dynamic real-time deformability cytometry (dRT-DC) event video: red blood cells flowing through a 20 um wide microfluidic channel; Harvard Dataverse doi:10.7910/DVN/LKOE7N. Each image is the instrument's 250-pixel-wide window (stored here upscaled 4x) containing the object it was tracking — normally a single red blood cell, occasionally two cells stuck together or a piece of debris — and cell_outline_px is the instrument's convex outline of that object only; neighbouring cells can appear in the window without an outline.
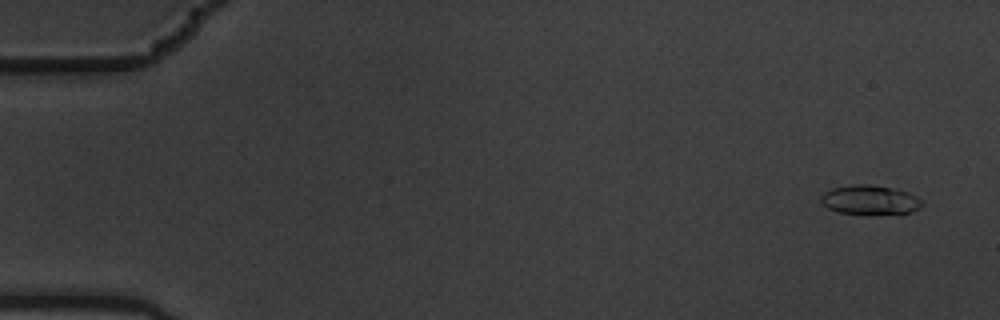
{"species": "common noctule bat (a hibernating species)", "species_latin": "Nyctalus noctula", "temperature_condition": "warm", "stored_images_in_passage": 4, "camera_frame_rate_fps": 3000, "um_per_image_px": 0.085, "animal": {"sex": "male", "body_mass_g": 19.5, "forearm_length_mm": 54.6}, "frame": {"image": 1, "passage_image": 1, "time_ms": 0.0, "image_size_px": [1000, 320], "cell_outline_px": [[924, 204], [920, 208], [912, 212], [900, 216], [864, 216], [836, 212], [828, 208], [820, 200], [820, 196], [824, 192], [832, 188], [852, 184], [872, 184], [892, 188], [908, 192], [924, 200]], "centroid_in_image_um": [74.01, 17.05], "position_along_channel_um": 11.0, "area_um2": 18.5}}